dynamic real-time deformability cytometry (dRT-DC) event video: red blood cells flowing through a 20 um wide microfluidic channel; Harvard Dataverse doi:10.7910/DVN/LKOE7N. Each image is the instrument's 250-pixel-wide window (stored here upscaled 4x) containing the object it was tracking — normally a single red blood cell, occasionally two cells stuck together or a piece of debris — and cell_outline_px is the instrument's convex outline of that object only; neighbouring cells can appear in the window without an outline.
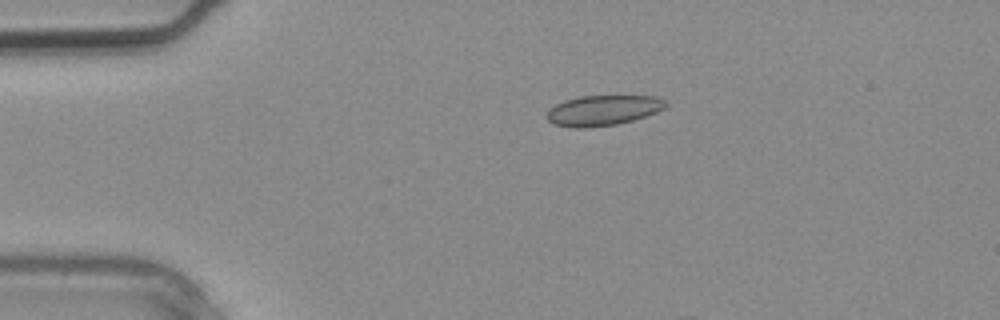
{"species": "common noctule bat (a hibernating species)", "species_latin": "Nyctalus noctula", "temperature_condition": "warm", "stored_images_in_passage": 3, "camera_frame_rate_fps": 3000, "um_per_image_px": 0.085, "animal": {"sex": "male", "body_mass_g": 20.4}, "frame": {"image": 1, "passage_image": 2, "time_ms": 0.333, "image_size_px": [1000, 320], "cell_outline_px": [[668, 104], [664, 108], [656, 112], [632, 120], [616, 124], [584, 128], [572, 128], [552, 124], [548, 120], [548, 112], [556, 104], [564, 100], [580, 96], [656, 96], [664, 100]], "centroid_in_image_um": [51.25, 9.38], "position_along_channel_um": 33.8, "area_um2": 20.81}}